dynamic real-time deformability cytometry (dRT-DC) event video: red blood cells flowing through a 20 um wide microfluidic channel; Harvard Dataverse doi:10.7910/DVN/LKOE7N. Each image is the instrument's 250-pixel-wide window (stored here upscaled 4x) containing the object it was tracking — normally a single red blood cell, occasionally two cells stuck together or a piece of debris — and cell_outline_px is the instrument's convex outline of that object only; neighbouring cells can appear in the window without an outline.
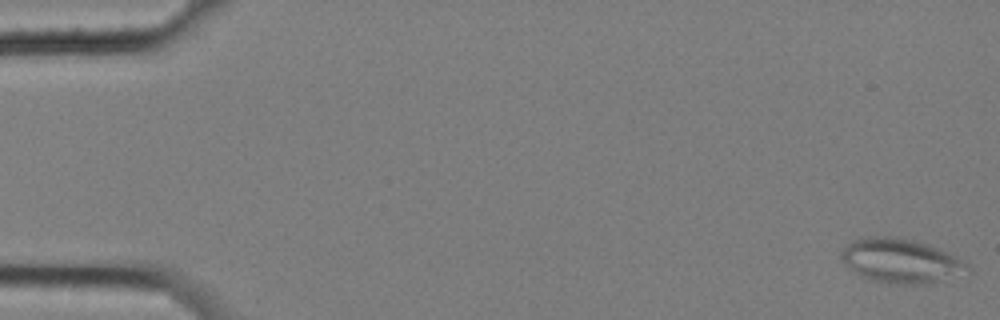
{"species": "common noctule bat (a hibernating species)", "species_latin": "Nyctalus noctula", "temperature_condition": "cold", "stored_images_in_passage": 5, "camera_frame_rate_fps": 3000, "um_per_image_px": 0.085, "animal": {"sex": "female", "body_mass_g": 25.1}, "frame": {"image": 1, "passage_image": 1, "time_ms": 0.0, "image_size_px": [1000, 320], "cell_outline_px": [[972, 272], [968, 276], [924, 284], [888, 284], [872, 280], [860, 276], [844, 264], [840, 256], [840, 252], [848, 244], [856, 240], [868, 236], [888, 236], [912, 240], [936, 248], [956, 256], [972, 268]], "centroid_in_image_um": [76.64, 22.21], "position_along_channel_um": 8.4, "area_um2": 32.89}}